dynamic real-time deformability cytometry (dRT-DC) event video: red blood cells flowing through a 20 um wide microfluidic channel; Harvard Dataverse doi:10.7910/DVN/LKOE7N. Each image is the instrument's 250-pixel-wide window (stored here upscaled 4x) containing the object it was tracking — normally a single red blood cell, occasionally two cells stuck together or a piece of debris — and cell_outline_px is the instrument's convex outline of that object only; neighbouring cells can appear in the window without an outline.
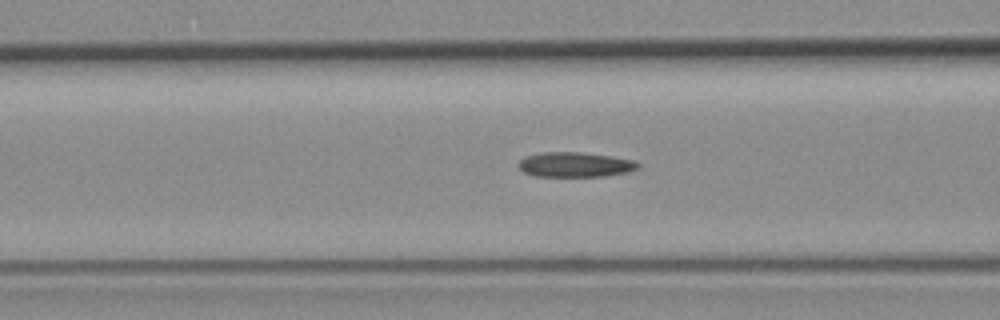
{"species": "common noctule bat (a hibernating species)", "species_latin": "Nyctalus noctula", "temperature_condition": "room temperature", "stored_images_in_passage": 54, "camera_frame_rate_fps": 3000, "um_per_image_px": 0.085, "animal": {"sex": "female", "body_mass_g": 19.3, "forearm_length_mm": 54.1}, "frame": {"image": 1, "passage_image": 20, "time_ms": 6.333, "image_size_px": [1000, 320], "cell_outline_px": [[640, 168], [628, 172], [604, 176], [536, 176], [524, 172], [516, 164], [524, 156], [540, 152], [580, 152], [636, 160], [640, 164]], "centroid_in_image_um": [48.88, 13.99], "position_along_channel_um": 117.7, "area_um2": 17.4}}
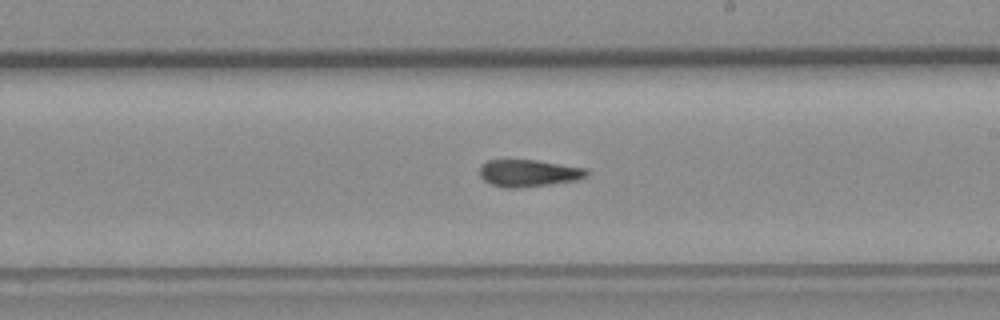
{"frame": {"image": 2, "passage_image": 30, "time_ms": 9.667, "image_size_px": [1000, 320], "cell_outline_px": [[588, 176], [576, 180], [548, 184], [516, 188], [508, 188], [492, 184], [484, 180], [480, 176], [480, 168], [488, 160], [536, 160], [584, 168], [588, 172]], "centroid_in_image_um": [44.93, 14.71], "position_along_channel_um": 244.1, "area_um2": 16.53}}
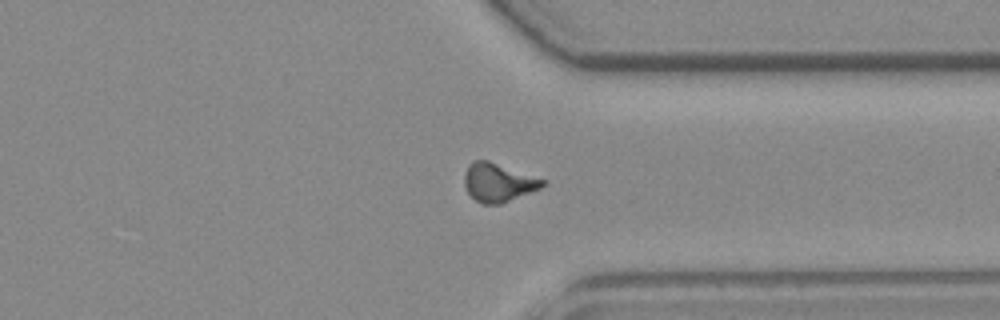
{"frame": {"image": 3, "passage_image": 40, "time_ms": 13.0, "image_size_px": [1000, 320], "cell_outline_px": [[548, 180], [540, 188], [500, 204], [484, 204], [476, 200], [468, 192], [464, 184], [464, 176], [468, 164], [472, 160], [488, 160]], "centroid_in_image_um": [42.35, 15.49], "position_along_channel_um": 369.0, "area_um2": 17.51}, "authors_computed_cell_mechanics": {"area_um2": 17.1377, "velocity_mm_per_s": 3.7885, "shape_relaxation_time_tau1_ms": null, "shape_relaxation_time_tau2_ms": 5.0965, "deformation_change_tau1": null, "deformation_change_tau2": 0.1391}}